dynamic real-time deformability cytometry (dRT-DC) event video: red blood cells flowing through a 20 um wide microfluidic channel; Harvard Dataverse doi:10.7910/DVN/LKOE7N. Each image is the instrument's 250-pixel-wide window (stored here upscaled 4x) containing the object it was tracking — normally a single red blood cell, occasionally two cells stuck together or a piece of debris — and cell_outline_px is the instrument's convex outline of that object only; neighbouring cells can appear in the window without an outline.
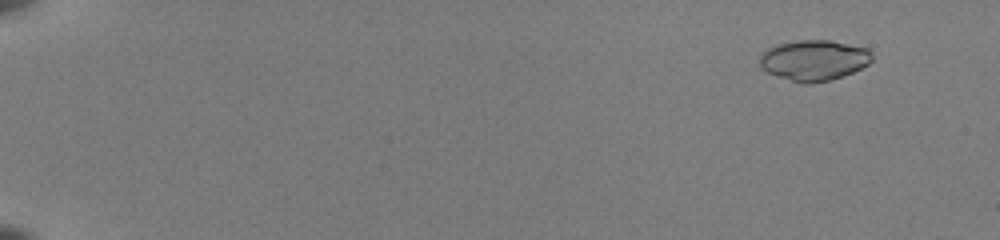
{"species": "common noctule bat (a hibernating species)", "species_latin": "Nyctalus noctula", "temperature_condition": "room temperature", "stored_images_in_passage": 26, "camera_frame_rate_fps": 3000, "um_per_image_px": 0.085, "animal": {"sex": "female", "body_mass_g": 22.0, "forearm_length_mm": 56.7}, "frame": {"image": 1, "passage_image": 6, "time_ms": 1.667, "image_size_px": [1000, 240], "cell_outline_px": [[872, 60], [868, 64], [852, 72], [828, 80], [808, 84], [804, 84], [768, 72], [760, 68], [760, 56], [768, 48], [780, 44], [800, 40], [828, 40], [868, 48], [872, 52]], "centroid_in_image_um": [69.2, 5.11], "position_along_channel_um": 15.8, "area_um2": 26.13}}
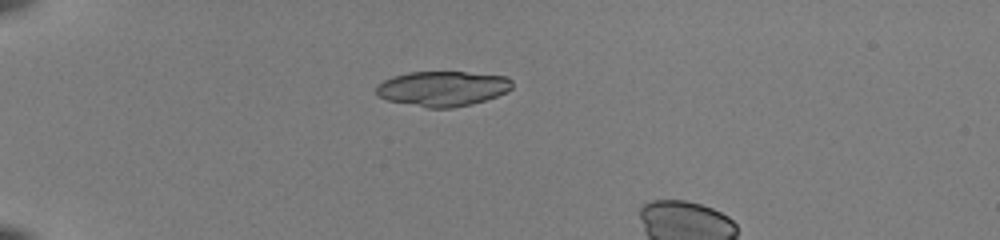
{"frame": {"image": 2, "passage_image": 18, "time_ms": 5.667, "image_size_px": [1000, 240], "cell_outline_px": [[512, 88], [508, 92], [472, 104], [452, 108], [428, 108], [388, 100], [380, 96], [376, 92], [376, 88], [384, 80], [392, 76], [408, 72], [464, 72], [508, 76], [512, 80]], "centroid_in_image_um": [37.66, 7.52], "position_along_channel_um": 47.3, "area_um2": 27.74}}